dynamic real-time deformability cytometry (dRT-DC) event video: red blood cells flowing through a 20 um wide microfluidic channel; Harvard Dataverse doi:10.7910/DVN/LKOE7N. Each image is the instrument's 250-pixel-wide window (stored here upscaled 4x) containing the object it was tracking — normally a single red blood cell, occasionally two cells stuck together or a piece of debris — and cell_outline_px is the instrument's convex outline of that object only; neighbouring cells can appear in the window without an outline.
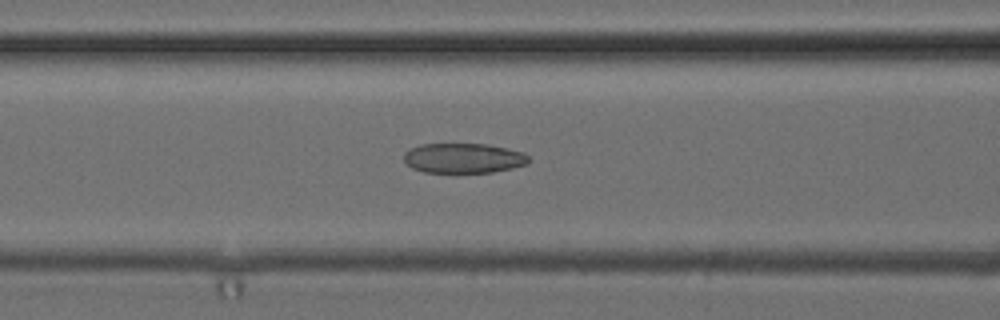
{"species": "common noctule bat (a hibernating species)", "species_latin": "Nyctalus noctula", "temperature_condition": "cold", "stored_images_in_passage": 22, "camera_frame_rate_fps": 3000, "um_per_image_px": 0.085, "animal": {"sex": "female", "body_mass_g": 24.6, "forearm_length_mm": 56.2}, "frame": {"image": 1, "passage_image": 19, "time_ms": 6.0, "image_size_px": [1000, 320], "cell_outline_px": [[532, 160], [528, 164], [512, 168], [492, 172], [456, 176], [424, 172], [412, 168], [404, 160], [404, 152], [408, 148], [420, 144], [488, 144], [524, 152]], "centroid_in_image_um": [39.39, 13.49], "position_along_channel_um": 127.2, "area_um2": 22.89}}
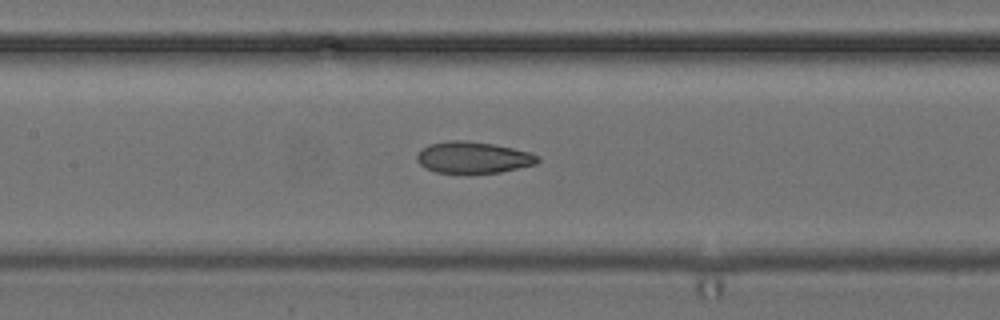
{"frame": {"image": 2, "passage_image": 22, "time_ms": 7.0, "image_size_px": [1000, 320], "cell_outline_px": [[540, 160], [536, 164], [500, 172], [436, 172], [424, 168], [416, 160], [416, 156], [420, 148], [428, 144], [452, 140], [464, 140], [492, 144], [512, 148], [528, 152], [540, 156]], "centroid_in_image_um": [40.18, 13.37], "position_along_channel_um": 167.2, "area_um2": 22.02}}